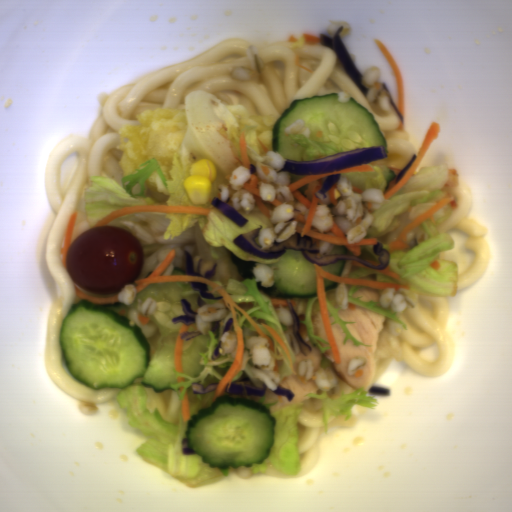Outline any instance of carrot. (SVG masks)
Segmentation results:
<instances>
[{"mask_svg": "<svg viewBox=\"0 0 512 512\" xmlns=\"http://www.w3.org/2000/svg\"><path fill=\"white\" fill-rule=\"evenodd\" d=\"M175 256V249H171L146 278H140L136 280L135 283L138 284L137 286H135L136 294L153 283L191 282L206 284L209 287H211L214 291L219 293L221 297H223V300L228 310H230L232 314L234 333L236 335V350L235 356L230 367L228 368V370L225 372V374L215 387V392L212 400L213 402L219 396H225V389L228 386L229 382L242 370L243 367L245 354L244 332L237 322L235 308H237L241 313H243L247 317V319L250 321L258 335L264 337L268 341L270 350L275 353L274 341L268 334H266L259 327V325L249 316V314L238 303H236L234 299L231 297V295L226 290H224L220 285L198 275H161L166 270V268L173 262Z\"/></svg>", "mask_w": 512, "mask_h": 512, "instance_id": "b8716197", "label": "carrot"}, {"mask_svg": "<svg viewBox=\"0 0 512 512\" xmlns=\"http://www.w3.org/2000/svg\"><path fill=\"white\" fill-rule=\"evenodd\" d=\"M352 266H357V267H361V268H366V269H370L368 267H366L365 265L361 264V263H358L354 260H352ZM371 270V269H370Z\"/></svg>", "mask_w": 512, "mask_h": 512, "instance_id": "46ad700d", "label": "carrot"}, {"mask_svg": "<svg viewBox=\"0 0 512 512\" xmlns=\"http://www.w3.org/2000/svg\"><path fill=\"white\" fill-rule=\"evenodd\" d=\"M78 213H79V211H74L70 215V217L66 223L65 232H64V236H63V241H62V246H61V264L66 269H67V251H68V247L72 240V235H73L74 226H75V222H76Z\"/></svg>", "mask_w": 512, "mask_h": 512, "instance_id": "942b0fe3", "label": "carrot"}, {"mask_svg": "<svg viewBox=\"0 0 512 512\" xmlns=\"http://www.w3.org/2000/svg\"><path fill=\"white\" fill-rule=\"evenodd\" d=\"M272 204L275 207H277V206H280L281 204H283V202L281 200H278V199L275 198Z\"/></svg>", "mask_w": 512, "mask_h": 512, "instance_id": "2d9493ad", "label": "carrot"}, {"mask_svg": "<svg viewBox=\"0 0 512 512\" xmlns=\"http://www.w3.org/2000/svg\"><path fill=\"white\" fill-rule=\"evenodd\" d=\"M238 145H239L241 160L239 158H237L236 156H234V155L233 156H234L235 160H237L243 167H245L249 171L251 166H250V161H249L245 130L239 136Z\"/></svg>", "mask_w": 512, "mask_h": 512, "instance_id": "ad0e68b4", "label": "carrot"}, {"mask_svg": "<svg viewBox=\"0 0 512 512\" xmlns=\"http://www.w3.org/2000/svg\"><path fill=\"white\" fill-rule=\"evenodd\" d=\"M373 41L376 44V46L379 48V50L382 52L384 57L387 59V61L389 62L390 66L392 67V69L395 73L397 85H398V110H399L402 118L404 119L406 93H405V82H404L403 75H402L396 61L394 60L389 48L385 44H383L379 39H373Z\"/></svg>", "mask_w": 512, "mask_h": 512, "instance_id": "abdcd85c", "label": "carrot"}, {"mask_svg": "<svg viewBox=\"0 0 512 512\" xmlns=\"http://www.w3.org/2000/svg\"><path fill=\"white\" fill-rule=\"evenodd\" d=\"M336 184L334 183L332 188L330 189L328 195H329V199L331 201L332 204H334L335 206H337V203H338V199H335V189H336Z\"/></svg>", "mask_w": 512, "mask_h": 512, "instance_id": "ddf8f673", "label": "carrot"}, {"mask_svg": "<svg viewBox=\"0 0 512 512\" xmlns=\"http://www.w3.org/2000/svg\"><path fill=\"white\" fill-rule=\"evenodd\" d=\"M251 177L240 187L242 190H247L255 199L260 212L271 219V212L269 208L263 203L262 197L258 189L259 178L255 174H250Z\"/></svg>", "mask_w": 512, "mask_h": 512, "instance_id": "7f4f0e56", "label": "carrot"}, {"mask_svg": "<svg viewBox=\"0 0 512 512\" xmlns=\"http://www.w3.org/2000/svg\"><path fill=\"white\" fill-rule=\"evenodd\" d=\"M314 270H315V280H316V291H317V300L318 305L320 309L321 319L324 327V331L327 337V341L330 345V350L334 359L335 364H341V358L338 350V346L336 344V341L334 339L333 333L331 331V318L327 306V294H326V287H325V281L324 278L327 280H331L334 282H338L339 284H347V285H355V286H362V287H368L372 289H385L386 287H390L392 289L400 290H410L408 285H400V284H393V283H386V282H379V281H372V280H365V279H352L347 277H339L336 275H333L331 273H328L322 269L321 266H318L317 264H313Z\"/></svg>", "mask_w": 512, "mask_h": 512, "instance_id": "1c9b5961", "label": "carrot"}, {"mask_svg": "<svg viewBox=\"0 0 512 512\" xmlns=\"http://www.w3.org/2000/svg\"><path fill=\"white\" fill-rule=\"evenodd\" d=\"M450 204L452 209H456L457 207V201L455 198L447 191L445 198L438 201L436 204H434L432 207H430L428 210L414 218L411 222H409L406 226L402 228L400 231L398 237L396 240L389 243L388 250L391 252L403 250L407 248H412L410 244L405 242L408 232L416 229L417 227L421 226L425 221L430 220L436 227V220L434 215L438 214L440 211H442L446 206Z\"/></svg>", "mask_w": 512, "mask_h": 512, "instance_id": "07d2c1c8", "label": "carrot"}, {"mask_svg": "<svg viewBox=\"0 0 512 512\" xmlns=\"http://www.w3.org/2000/svg\"><path fill=\"white\" fill-rule=\"evenodd\" d=\"M138 320H139L140 325H143V326H144L145 324L149 323V321H150L149 317H144V316H143V315H141L140 313H139V315H138Z\"/></svg>", "mask_w": 512, "mask_h": 512, "instance_id": "98c24892", "label": "carrot"}, {"mask_svg": "<svg viewBox=\"0 0 512 512\" xmlns=\"http://www.w3.org/2000/svg\"><path fill=\"white\" fill-rule=\"evenodd\" d=\"M74 290H75L77 296L81 300H88L89 302H91V303H93L95 305L111 304V303H115V302H119L120 301L119 298H118V295H116L114 297H111V298H99V297L91 296V295L83 292L82 290H80L75 285H74Z\"/></svg>", "mask_w": 512, "mask_h": 512, "instance_id": "22903bb0", "label": "carrot"}, {"mask_svg": "<svg viewBox=\"0 0 512 512\" xmlns=\"http://www.w3.org/2000/svg\"><path fill=\"white\" fill-rule=\"evenodd\" d=\"M345 172H376L372 165L362 164L348 168L340 172H333L320 175H306L294 183L287 185L292 192L294 198L299 201L303 206L308 209L307 218L302 214H296L295 220L302 222L303 226L297 225L296 230L300 237H311V245H316L320 248V240L335 244L337 246H345L355 256L362 255L361 246H374L377 245L376 238H362L359 243H348L347 238L341 228L334 221L333 228L325 233H320L312 228V220L316 214L317 206L324 201L316 196L315 193L320 191L323 186V180L328 175L342 174Z\"/></svg>", "mask_w": 512, "mask_h": 512, "instance_id": "cead05ca", "label": "carrot"}, {"mask_svg": "<svg viewBox=\"0 0 512 512\" xmlns=\"http://www.w3.org/2000/svg\"><path fill=\"white\" fill-rule=\"evenodd\" d=\"M261 324L265 327V329L271 334V336L274 338V340L279 344V346L283 349L286 357H287V360H288V364H289V367L292 371V373H295L294 371V364H293V361H292V358H291V355L289 353V350L287 348V345L285 343V341L280 337V335L274 330L272 329L269 325L265 324L264 322L261 321Z\"/></svg>", "mask_w": 512, "mask_h": 512, "instance_id": "e3c8d2d2", "label": "carrot"}, {"mask_svg": "<svg viewBox=\"0 0 512 512\" xmlns=\"http://www.w3.org/2000/svg\"><path fill=\"white\" fill-rule=\"evenodd\" d=\"M181 405H182V415H183V423H184V422H187L188 420H191L188 389L183 397V400L181 401Z\"/></svg>", "mask_w": 512, "mask_h": 512, "instance_id": "92177dfe", "label": "carrot"}, {"mask_svg": "<svg viewBox=\"0 0 512 512\" xmlns=\"http://www.w3.org/2000/svg\"><path fill=\"white\" fill-rule=\"evenodd\" d=\"M288 42L291 43H307V44H319L320 39L319 36L309 35V34H302L298 37H295L294 35H290L288 38Z\"/></svg>", "mask_w": 512, "mask_h": 512, "instance_id": "4e7dbe19", "label": "carrot"}, {"mask_svg": "<svg viewBox=\"0 0 512 512\" xmlns=\"http://www.w3.org/2000/svg\"><path fill=\"white\" fill-rule=\"evenodd\" d=\"M430 266L433 267L434 269H436L437 271L441 268V265L437 260L434 261L433 263H431Z\"/></svg>", "mask_w": 512, "mask_h": 512, "instance_id": "fc4347a5", "label": "carrot"}, {"mask_svg": "<svg viewBox=\"0 0 512 512\" xmlns=\"http://www.w3.org/2000/svg\"><path fill=\"white\" fill-rule=\"evenodd\" d=\"M191 325L183 324L181 325V328L179 330L177 340L175 343V350H174V367L176 372L178 373H184L183 368V340L181 338V333L184 331H189Z\"/></svg>", "mask_w": 512, "mask_h": 512, "instance_id": "e1d6ba96", "label": "carrot"}, {"mask_svg": "<svg viewBox=\"0 0 512 512\" xmlns=\"http://www.w3.org/2000/svg\"><path fill=\"white\" fill-rule=\"evenodd\" d=\"M211 209L197 206H157V205H131L121 206L110 212L104 218L99 220L95 227L105 226L110 221L124 215L140 213V212H178L195 215H207ZM94 227V228H95Z\"/></svg>", "mask_w": 512, "mask_h": 512, "instance_id": "79d8ee17", "label": "carrot"}, {"mask_svg": "<svg viewBox=\"0 0 512 512\" xmlns=\"http://www.w3.org/2000/svg\"><path fill=\"white\" fill-rule=\"evenodd\" d=\"M274 307H287L288 301L287 299H283L280 297H269Z\"/></svg>", "mask_w": 512, "mask_h": 512, "instance_id": "32967c21", "label": "carrot"}, {"mask_svg": "<svg viewBox=\"0 0 512 512\" xmlns=\"http://www.w3.org/2000/svg\"><path fill=\"white\" fill-rule=\"evenodd\" d=\"M389 267L390 266L388 265L385 269L375 270V271L380 272L382 274H385V275H387V276H389L391 278H394V279L399 281L400 280L399 275L397 273L393 272V271H388Z\"/></svg>", "mask_w": 512, "mask_h": 512, "instance_id": "4f5e34d2", "label": "carrot"}, {"mask_svg": "<svg viewBox=\"0 0 512 512\" xmlns=\"http://www.w3.org/2000/svg\"><path fill=\"white\" fill-rule=\"evenodd\" d=\"M440 132V123L431 121L429 128L425 134V137L421 143V146L417 152V155L410 166V168L407 170V172L404 174V176L400 179L398 183H396L397 177H395L392 181L389 182L388 188L383 193V198H386L387 200L393 196L398 190H400L404 185H406L411 178L413 172L421 162L422 158L424 157L425 153L429 149V147L432 145L434 140L437 138L438 134Z\"/></svg>", "mask_w": 512, "mask_h": 512, "instance_id": "46ec933d", "label": "carrot"}]
</instances>
